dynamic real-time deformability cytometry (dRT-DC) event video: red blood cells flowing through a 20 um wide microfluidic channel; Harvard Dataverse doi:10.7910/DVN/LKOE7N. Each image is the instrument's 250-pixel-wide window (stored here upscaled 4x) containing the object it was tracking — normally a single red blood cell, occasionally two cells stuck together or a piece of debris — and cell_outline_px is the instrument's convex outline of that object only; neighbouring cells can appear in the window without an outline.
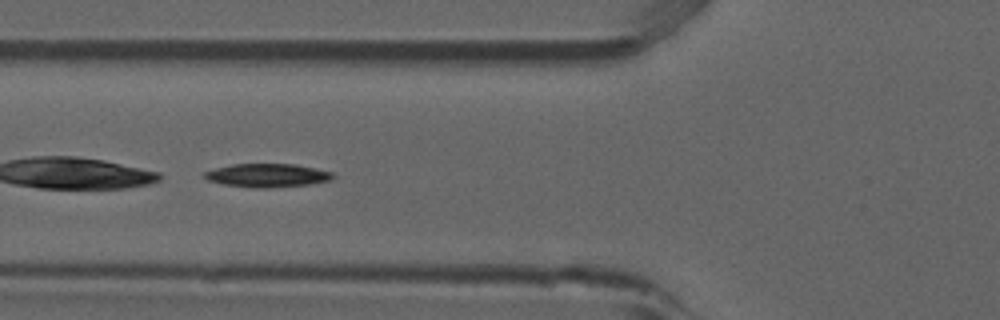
{"species": "common noctule bat (a hibernating species)", "species_latin": "Nyctalus noctula", "temperature_condition": "room temperature", "stored_images_in_passage": 33, "camera_frame_rate_fps": 3000, "um_per_image_px": 0.085, "animal": {"sex": "male", "forearm_length_mm": 52.5}, "frame": {"image": 1, "passage_image": 6, "time_ms": 1.667, "image_size_px": [1000, 320], "cell_outline_px": [[336, 176], [332, 180], [312, 184], [268, 188], [260, 188], [224, 184], [208, 180], [204, 176], [204, 172], [216, 168], [232, 164], [296, 164], [332, 172]], "centroid_in_image_um": [22.78, 14.9], "position_along_channel_um": 103.0, "area_um2": 17.51}, "authors_computed_cell_mechanics": {"area_um2": 18.1492, "velocity_mm_per_s": 3.858, "shape_relaxation_time_tau1_ms": 6.4188, "shape_relaxation_time_tau2_ms": null, "deformation_change_tau1": 0.1128, "deformation_change_tau2": null}}